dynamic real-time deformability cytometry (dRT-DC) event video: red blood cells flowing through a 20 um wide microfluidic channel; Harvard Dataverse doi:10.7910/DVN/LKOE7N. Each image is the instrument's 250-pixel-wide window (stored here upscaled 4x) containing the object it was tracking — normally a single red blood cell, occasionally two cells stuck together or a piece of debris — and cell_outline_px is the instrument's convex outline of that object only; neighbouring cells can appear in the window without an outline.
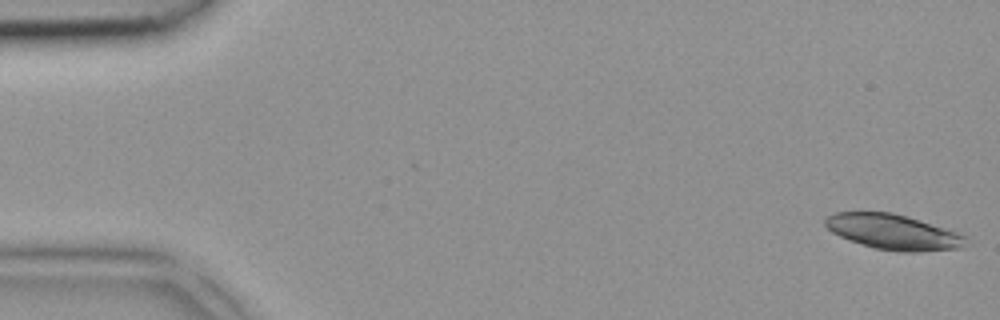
{"species": "common noctule bat (a hibernating species)", "species_latin": "Nyctalus noctula", "temperature_condition": "room temperature", "stored_images_in_passage": 6, "segment_of_instrument_passage": [1, 2], "camera_frame_rate_fps": 3000, "um_per_image_px": 0.085, "animal": {"sex": "female", "body_mass_g": 18.4}, "frame": {"image": 1, "passage_image": 1, "time_ms": 0.0, "image_size_px": [1000, 320], "cell_outline_px": [[968, 236], [964, 248], [916, 252], [900, 252], [876, 248], [840, 236], [832, 232], [824, 224], [824, 220], [828, 216], [836, 212], [892, 212], [908, 216]], "centroid_in_image_um": [75.96, 19.71], "position_along_channel_um": 9.0, "area_um2": 28.67}}
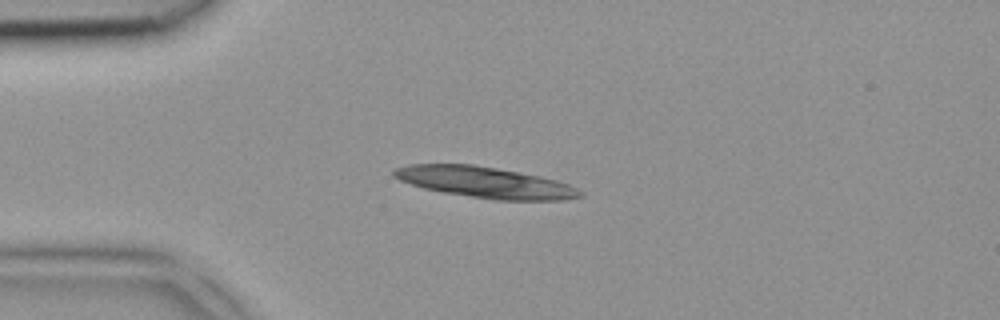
{"frame": {"image": 2, "passage_image": 4, "time_ms": 1.0, "image_size_px": [1000, 320], "cell_outline_px": [[584, 196], [560, 200], [496, 200], [444, 192], [424, 188], [400, 180], [392, 176], [392, 172], [396, 168], [408, 164], [472, 164], [496, 168], [540, 176], [556, 180], [568, 184], [584, 192]], "centroid_in_image_um": [41.24, 15.5], "position_along_channel_um": 43.8, "area_um2": 33.41}}